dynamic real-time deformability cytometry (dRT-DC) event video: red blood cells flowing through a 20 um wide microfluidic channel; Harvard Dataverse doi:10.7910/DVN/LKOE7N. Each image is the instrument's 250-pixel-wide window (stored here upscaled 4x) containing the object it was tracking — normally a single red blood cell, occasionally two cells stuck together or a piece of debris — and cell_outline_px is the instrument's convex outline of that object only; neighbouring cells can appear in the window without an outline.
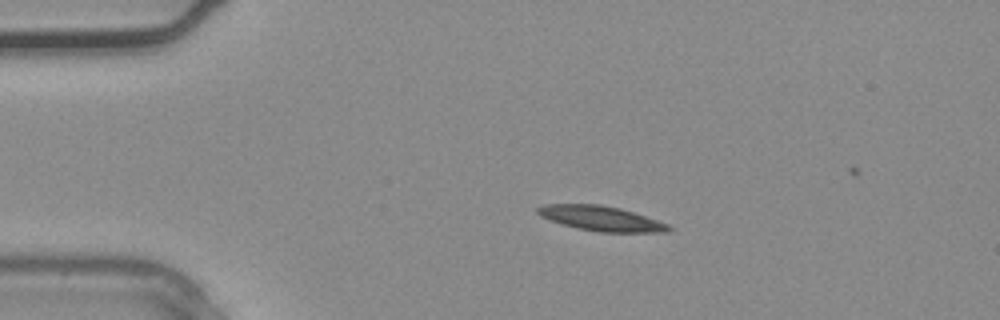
{"species": "common noctule bat (a hibernating species)", "species_latin": "Nyctalus noctula", "temperature_condition": "warm", "stored_images_in_passage": 11, "camera_frame_rate_fps": 3000, "um_per_image_px": 0.085, "animal": {"sex": "male", "body_mass_g": 20.4}, "frame": {"image": 1, "passage_image": 7, "time_ms": 2.0, "image_size_px": [1000, 320], "cell_outline_px": [[672, 228], [668, 232], [600, 232], [580, 228], [564, 224], [540, 216], [536, 212], [536, 208], [544, 204], [600, 204], [620, 208], [668, 224]], "centroid_in_image_um": [51.08, 18.56], "position_along_channel_um": 33.9, "area_um2": 18.67}}